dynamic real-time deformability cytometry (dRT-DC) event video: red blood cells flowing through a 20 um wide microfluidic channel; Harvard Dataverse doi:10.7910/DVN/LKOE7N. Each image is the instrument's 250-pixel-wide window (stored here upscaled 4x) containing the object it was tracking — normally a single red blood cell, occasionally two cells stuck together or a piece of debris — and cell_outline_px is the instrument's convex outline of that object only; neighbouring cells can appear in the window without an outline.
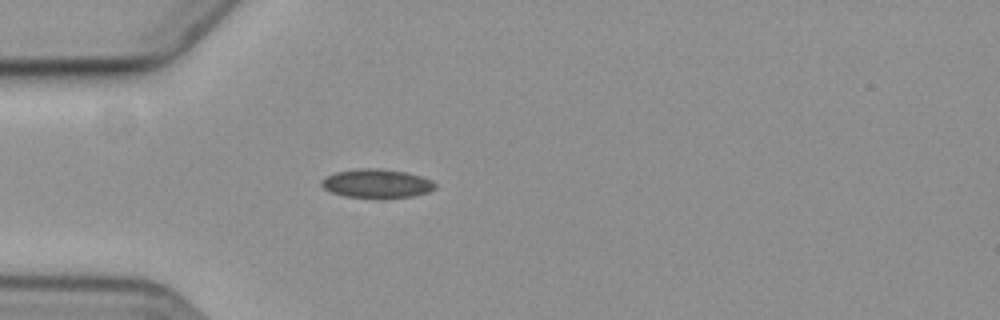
{"species": "common noctule bat (a hibernating species)", "species_latin": "Nyctalus noctula", "temperature_condition": "cold", "stored_images_in_passage": 5, "camera_frame_rate_fps": 3000, "um_per_image_px": 0.085, "animal": {"sex": "female", "body_mass_g": 19.3, "forearm_length_mm": 54.1}, "frame": {"image": 1, "passage_image": 4, "time_ms": 3.667, "image_size_px": [1000, 320], "cell_outline_px": [[436, 188], [428, 192], [412, 196], [384, 200], [344, 196], [332, 192], [324, 188], [320, 184], [320, 180], [324, 176], [336, 172], [356, 168], [380, 168], [408, 172], [432, 180], [436, 184]], "centroid_in_image_um": [32.02, 15.61], "position_along_channel_um": 53.0, "area_um2": 19.77}}